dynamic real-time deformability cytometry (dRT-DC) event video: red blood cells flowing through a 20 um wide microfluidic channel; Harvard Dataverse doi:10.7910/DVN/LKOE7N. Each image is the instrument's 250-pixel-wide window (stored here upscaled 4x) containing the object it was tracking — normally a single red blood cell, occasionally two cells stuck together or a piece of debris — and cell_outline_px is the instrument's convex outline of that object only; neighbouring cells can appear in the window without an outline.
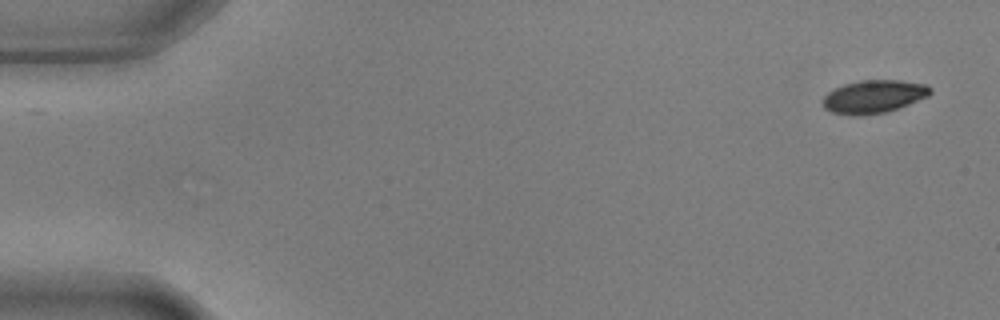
{"species": "common noctule bat (a hibernating species)", "species_latin": "Nyctalus noctula", "temperature_condition": "warm", "stored_images_in_passage": 54, "camera_frame_rate_fps": 3000, "um_per_image_px": 0.085, "animal": {"sex": "male", "body_mass_g": 17.9, "forearm_length_mm": 54.2}, "frame": {"image": 1, "passage_image": 1, "time_ms": 0.0, "image_size_px": [1000, 320], "cell_outline_px": [[932, 92], [928, 96], [888, 112], [860, 116], [852, 116], [832, 112], [824, 108], [824, 96], [832, 88], [844, 84], [860, 80], [900, 80], [928, 84], [932, 88]], "centroid_in_image_um": [74.28, 8.21], "position_along_channel_um": 10.7, "area_um2": 20.92}}
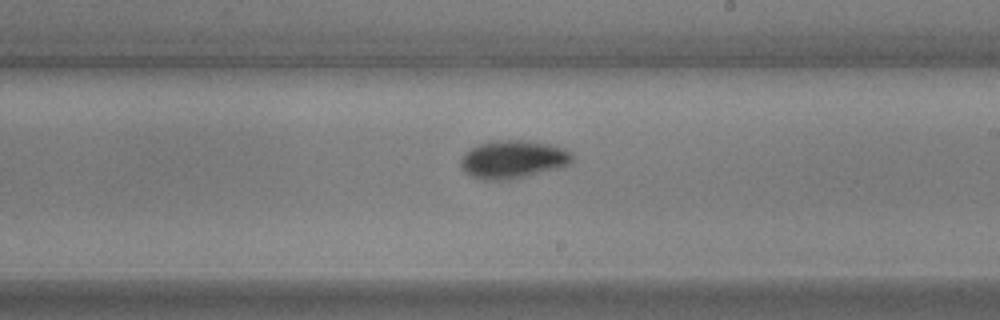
{"frame": {"image": 2, "passage_image": 31, "time_ms": 10.0, "image_size_px": [1000, 320], "cell_outline_px": [[572, 164], [564, 168], [516, 180], [484, 180], [472, 176], [464, 172], [460, 168], [460, 160], [464, 152], [480, 144], [492, 140], [528, 140], [552, 144], [564, 148], [572, 152]], "centroid_in_image_um": [43.66, 13.57], "position_along_channel_um": 245.3, "area_um2": 25.66}}
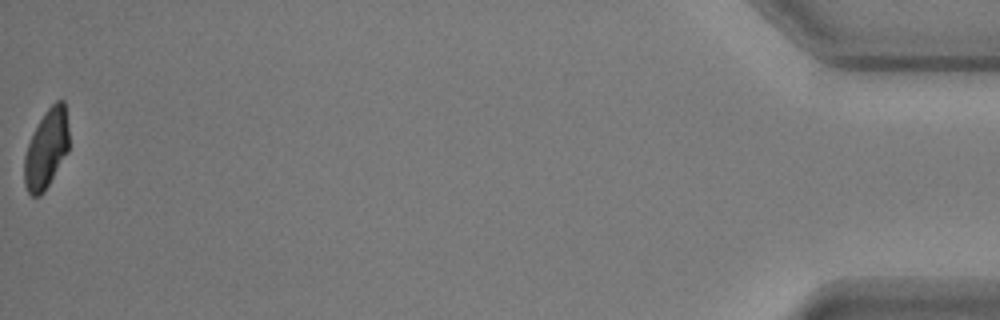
{"frame": {"image": 3, "passage_image": 54, "time_ms": 17.667, "image_size_px": [1000, 320], "cell_outline_px": [[68, 152], [44, 192], [40, 196], [32, 196], [28, 192], [24, 184], [24, 156], [28, 144], [44, 112], [56, 100], [64, 100], [68, 128]], "centroid_in_image_um": [3.94, 12.68], "position_along_channel_um": 431.3, "area_um2": 20.4}, "authors_computed_cell_mechanics": {"area_um2": 22.5131, "velocity_mm_per_s": 3.6529, "shape_relaxation_time_tau1_ms": 2.2762, "shape_relaxation_time_tau2_ms": 4.0682, "deformation_change_tau1": 0.1355, "deformation_change_tau2": 0.0667}}